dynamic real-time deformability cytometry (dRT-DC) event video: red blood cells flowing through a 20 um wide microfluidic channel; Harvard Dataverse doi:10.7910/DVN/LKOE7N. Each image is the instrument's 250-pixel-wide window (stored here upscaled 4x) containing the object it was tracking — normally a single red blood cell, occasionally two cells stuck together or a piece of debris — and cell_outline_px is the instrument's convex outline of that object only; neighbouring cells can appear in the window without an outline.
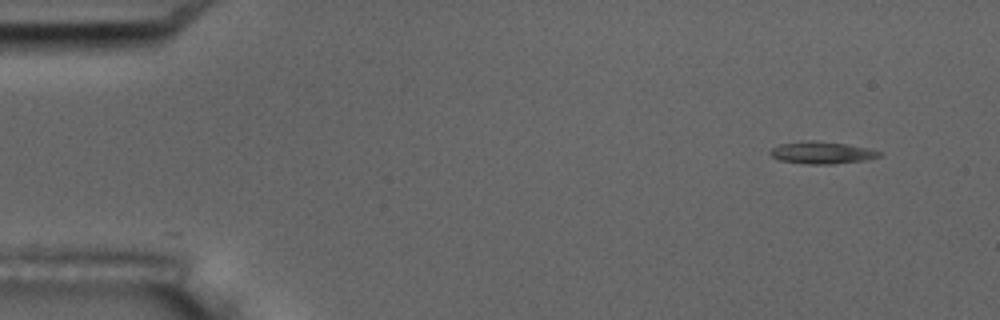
{"species": "common noctule bat (a hibernating species)", "species_latin": "Nyctalus noctula", "temperature_condition": "room temperature", "stored_images_in_passage": 8, "camera_frame_rate_fps": 3000, "um_per_image_px": 0.085, "animal": {"sex": "male", "body_mass_g": 17.5, "forearm_length_mm": 52.3}, "frame": {"image": 1, "passage_image": 1, "time_ms": 0.0, "image_size_px": [1000, 320], "cell_outline_px": [[880, 156], [864, 160], [832, 164], [808, 164], [780, 160], [772, 156], [768, 152], [772, 148], [780, 144], [808, 140], [816, 140], [848, 144], [868, 148], [880, 152]], "centroid_in_image_um": [69.83, 12.97], "position_along_channel_um": 15.2, "area_um2": 13.99}}
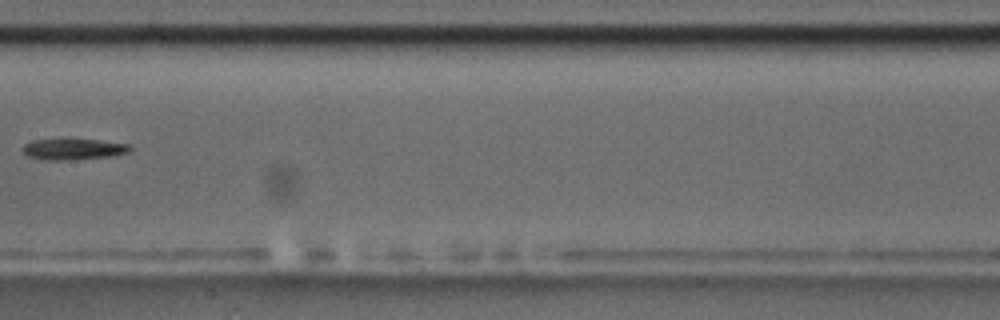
{"frame": {"image": 2, "passage_image": 7, "time_ms": 8.0, "image_size_px": [1000, 320], "cell_outline_px": [[132, 148], [128, 152], [112, 156], [64, 160], [44, 160], [28, 156], [20, 148], [24, 144], [32, 140], [68, 136], [128, 144]], "centroid_in_image_um": [6.16, 12.62], "position_along_channel_um": 201.2, "area_um2": 13.87}}
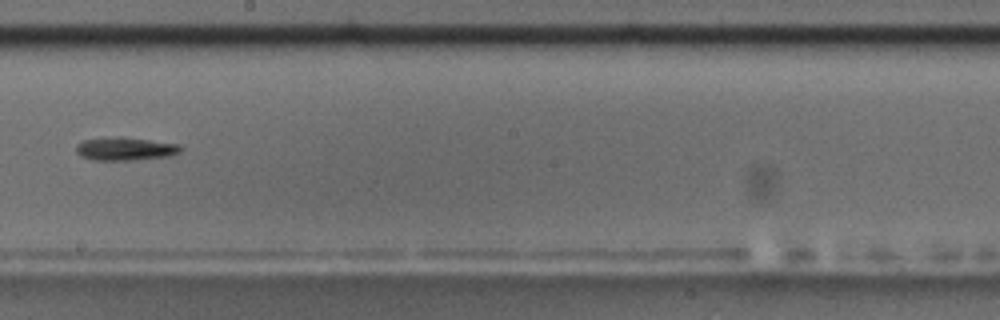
{"frame": {"image": 3, "passage_image": 8, "time_ms": 9.0, "image_size_px": [1000, 320], "cell_outline_px": [[184, 148], [180, 152], [168, 156], [132, 160], [92, 160], [80, 156], [76, 152], [76, 144], [84, 140], [120, 136], [180, 144]], "centroid_in_image_um": [10.65, 12.65], "position_along_channel_um": 237.6, "area_um2": 14.16}}